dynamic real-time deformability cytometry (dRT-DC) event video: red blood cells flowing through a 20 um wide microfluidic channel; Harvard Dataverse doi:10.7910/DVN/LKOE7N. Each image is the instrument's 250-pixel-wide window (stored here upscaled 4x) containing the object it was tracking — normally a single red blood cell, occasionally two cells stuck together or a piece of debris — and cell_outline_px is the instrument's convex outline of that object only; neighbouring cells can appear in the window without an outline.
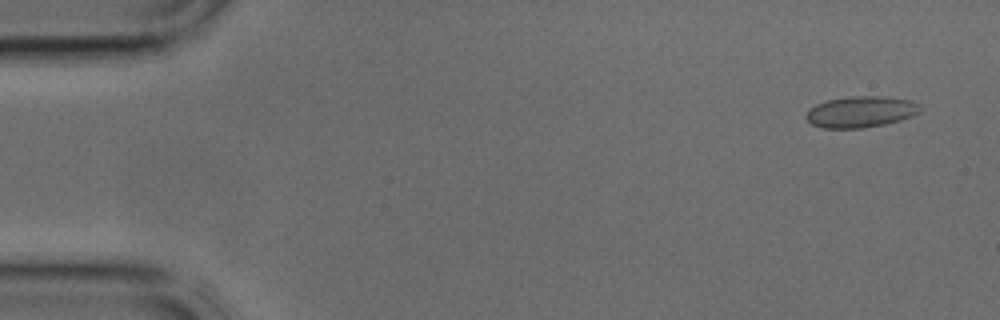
{"species": "common noctule bat (a hibernating species)", "species_latin": "Nyctalus noctula", "temperature_condition": "cold", "stored_images_in_passage": 3, "camera_frame_rate_fps": 3000, "um_per_image_px": 0.085, "animal": {"sex": "male", "body_mass_g": 17.9, "forearm_length_mm": 54.2}, "frame": {"image": 1, "passage_image": 1, "time_ms": 0.0, "image_size_px": [1000, 320], "cell_outline_px": [[920, 112], [912, 116], [900, 120], [884, 124], [864, 128], [824, 128], [812, 124], [804, 116], [816, 104], [828, 100], [852, 96], [884, 96], [912, 100], [920, 104]], "centroid_in_image_um": [73.2, 9.5], "position_along_channel_um": 11.8, "area_um2": 20.69}}